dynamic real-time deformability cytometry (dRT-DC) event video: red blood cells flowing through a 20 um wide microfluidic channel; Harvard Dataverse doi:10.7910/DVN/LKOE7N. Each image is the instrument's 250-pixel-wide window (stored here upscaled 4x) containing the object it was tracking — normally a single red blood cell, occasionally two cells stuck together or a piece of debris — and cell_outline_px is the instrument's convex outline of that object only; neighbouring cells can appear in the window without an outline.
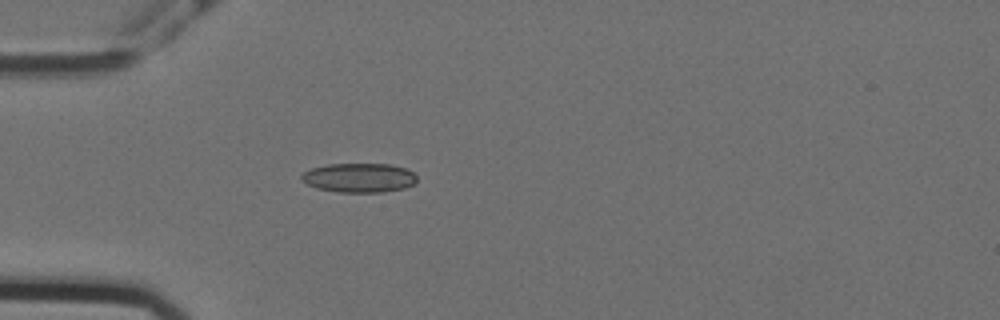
{"species": "Egyptian fruit bat (a non-hibernating species)", "species_latin": "Rousettus aegyptiacus", "temperature_condition": "cold", "stored_images_in_passage": 37, "camera_frame_rate_fps": 3000, "um_per_image_px": 0.085, "animal": {"sex": "female"}, "frame": {"image": 1, "passage_image": 1, "time_ms": 0.0, "image_size_px": [1000, 320], "cell_outline_px": [[416, 180], [412, 184], [404, 188], [380, 192], [340, 192], [316, 188], [300, 180], [300, 176], [304, 172], [312, 168], [328, 164], [392, 164], [408, 168], [416, 176]], "centroid_in_image_um": [30.52, 15.1], "position_along_channel_um": 54.5, "area_um2": 19.65}}
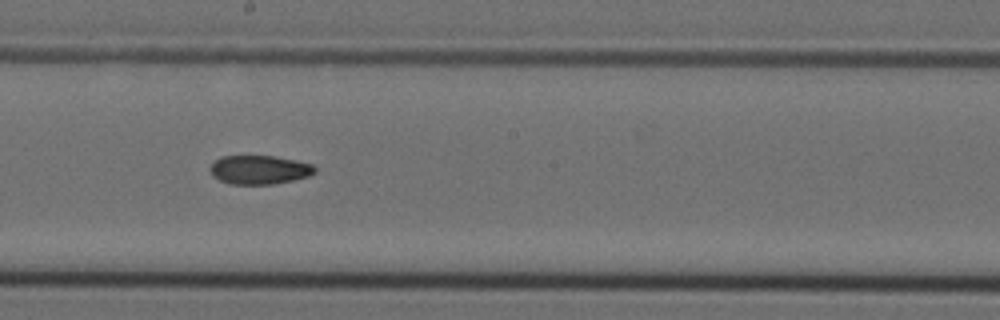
{"frame": {"image": 2, "passage_image": 16, "time_ms": 5.0, "image_size_px": [1000, 320], "cell_outline_px": [[316, 172], [308, 176], [292, 180], [272, 184], [228, 184], [212, 176], [208, 168], [220, 156], [276, 156], [296, 160], [312, 164], [316, 168]], "centroid_in_image_um": [22.03, 14.42], "position_along_channel_um": 226.2, "area_um2": 17.69}}
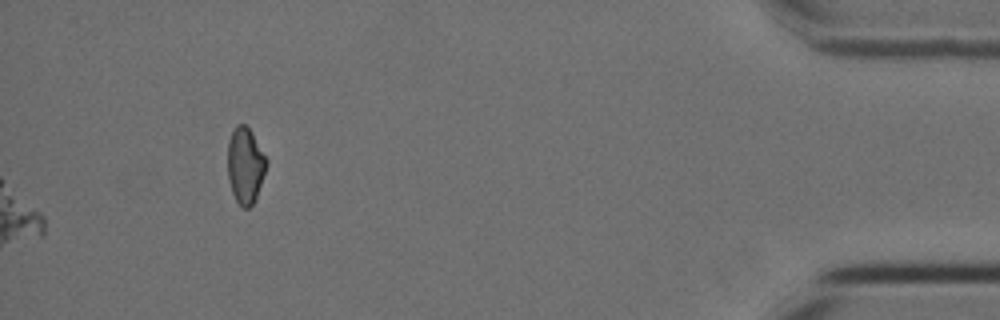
{"frame": {"image": 3, "passage_image": 37, "time_ms": 12.0, "image_size_px": [1000, 320], "cell_outline_px": [[268, 164], [256, 196], [252, 204], [248, 208], [244, 208], [236, 200], [232, 192], [228, 180], [228, 144], [232, 132], [236, 124], [244, 124], [248, 128], [268, 160]], "centroid_in_image_um": [20.84, 14.06], "position_along_channel_um": 414.4, "area_um2": 16.88}}